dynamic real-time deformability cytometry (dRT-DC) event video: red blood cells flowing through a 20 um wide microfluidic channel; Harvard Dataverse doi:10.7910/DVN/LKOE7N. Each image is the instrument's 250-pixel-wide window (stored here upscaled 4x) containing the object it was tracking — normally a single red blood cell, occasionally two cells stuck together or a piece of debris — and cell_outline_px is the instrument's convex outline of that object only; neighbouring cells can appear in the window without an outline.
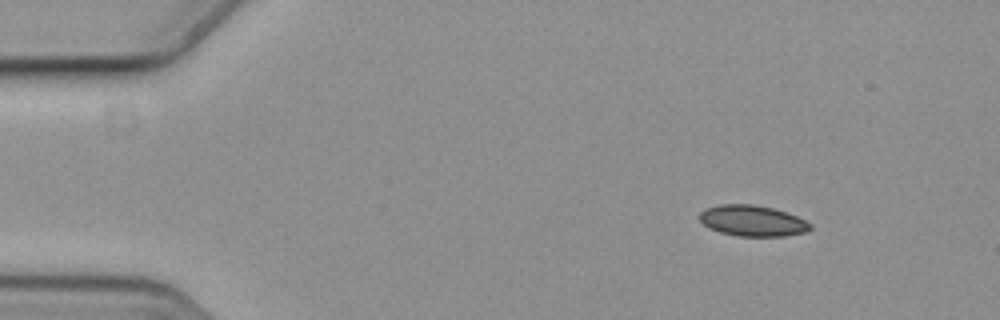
{"species": "common noctule bat (a hibernating species)", "species_latin": "Nyctalus noctula", "temperature_condition": "cold", "stored_images_in_passage": 2, "camera_frame_rate_fps": 3000, "um_per_image_px": 0.085, "animal": {"sex": "female", "body_mass_g": 19.3, "forearm_length_mm": 54.1}, "frame": {"image": 1, "passage_image": 2, "time_ms": 0.333, "image_size_px": [1000, 320], "cell_outline_px": [[812, 228], [808, 232], [784, 236], [740, 236], [720, 232], [708, 228], [700, 220], [700, 212], [708, 208], [720, 204], [756, 204], [788, 212], [812, 224]], "centroid_in_image_um": [63.99, 18.76], "position_along_channel_um": 21.0, "area_um2": 20.0}}